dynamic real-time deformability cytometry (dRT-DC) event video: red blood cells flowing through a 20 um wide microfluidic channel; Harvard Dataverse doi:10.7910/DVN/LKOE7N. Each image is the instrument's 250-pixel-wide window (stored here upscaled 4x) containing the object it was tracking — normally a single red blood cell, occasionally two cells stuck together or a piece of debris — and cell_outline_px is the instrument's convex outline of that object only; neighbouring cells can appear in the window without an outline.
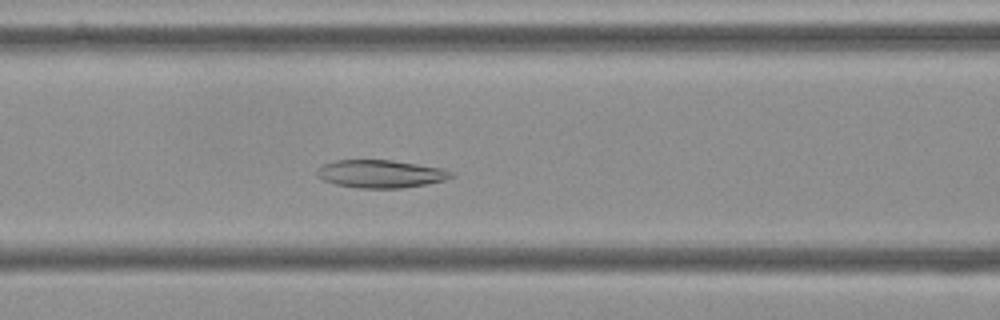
{"species": "Egyptian fruit bat (a non-hibernating species)", "species_latin": "Rousettus aegyptiacus", "temperature_condition": "cold", "stored_images_in_passage": 53, "camera_frame_rate_fps": 3000, "um_per_image_px": 0.085, "frame": {"image": 1, "passage_image": 20, "time_ms": 6.333, "image_size_px": [1000, 320], "cell_outline_px": [[456, 176], [444, 180], [424, 184], [400, 188], [360, 188], [336, 184], [324, 180], [316, 176], [316, 168], [324, 164], [336, 160], [392, 160], [440, 168], [456, 172]], "centroid_in_image_um": [32.35, 14.77], "position_along_channel_um": 134.3, "area_um2": 21.73}}
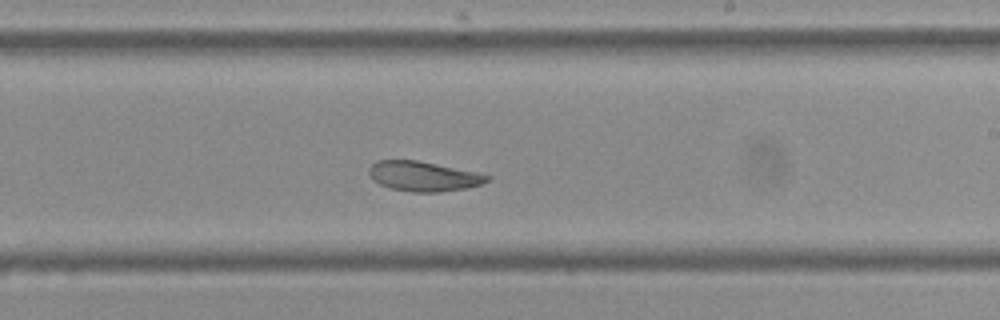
{"frame": {"image": 2, "passage_image": 30, "time_ms": 9.667, "image_size_px": [1000, 320], "cell_outline_px": [[492, 176], [488, 180], [480, 184], [468, 188], [440, 192], [412, 192], [392, 188], [380, 184], [372, 180], [368, 172], [368, 168], [376, 160], [416, 160], [476, 172]], "centroid_in_image_um": [35.96, 14.98], "position_along_channel_um": 253.0, "area_um2": 20.46}}
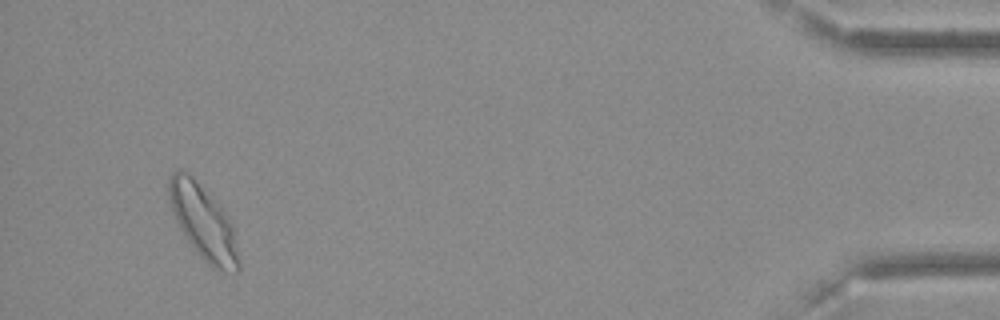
{"frame": {"image": 3, "passage_image": 50, "time_ms": 16.333, "image_size_px": [1000, 320], "cell_outline_px": [[240, 268], [236, 272], [220, 272], [212, 268], [200, 256], [188, 240], [180, 228], [172, 212], [168, 196], [168, 180], [172, 172], [188, 172], [224, 212], [232, 228], [240, 264]], "centroid_in_image_um": [17.26, 18.94], "position_along_channel_um": 417.9, "area_um2": 29.36}, "authors_computed_cell_mechanics": {"area_um2": 23.8136, "velocity_mm_per_s": 3.5685, "shape_relaxation_time_tau1_ms": null, "shape_relaxation_time_tau2_ms": 7.5099, "deformation_change_tau1": null, "deformation_change_tau2": 0.1082}}